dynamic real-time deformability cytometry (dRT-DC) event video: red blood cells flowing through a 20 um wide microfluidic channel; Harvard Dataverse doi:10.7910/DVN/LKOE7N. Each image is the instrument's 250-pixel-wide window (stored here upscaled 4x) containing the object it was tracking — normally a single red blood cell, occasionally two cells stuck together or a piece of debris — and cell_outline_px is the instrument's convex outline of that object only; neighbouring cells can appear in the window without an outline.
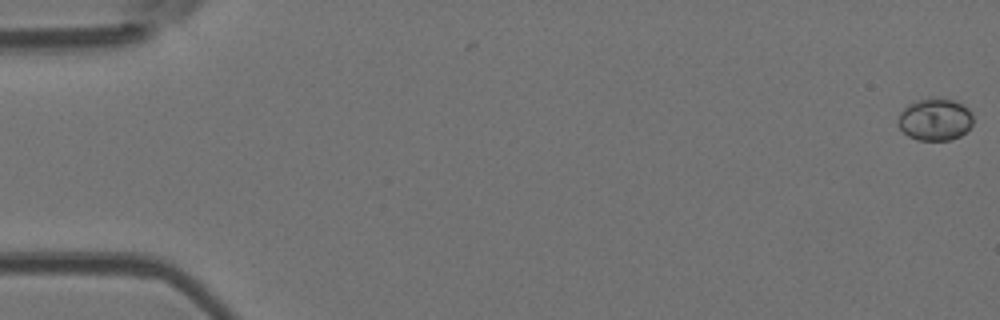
{"species": "Egyptian fruit bat (a non-hibernating species)", "species_latin": "Rousettus aegyptiacus", "temperature_condition": "room temperature", "stored_images_in_passage": 6, "camera_frame_rate_fps": 3000, "um_per_image_px": 0.085, "animal": {"sex": "female"}, "frame": {"image": 1, "passage_image": 1, "time_ms": 0.0, "image_size_px": [1000, 320], "cell_outline_px": [[972, 124], [960, 136], [952, 140], [916, 140], [908, 136], [900, 128], [900, 112], [904, 108], [920, 100], [932, 96], [940, 96], [952, 100], [968, 108], [972, 112]], "centroid_in_image_um": [79.51, 10.14], "position_along_channel_um": 5.5, "area_um2": 18.32}}